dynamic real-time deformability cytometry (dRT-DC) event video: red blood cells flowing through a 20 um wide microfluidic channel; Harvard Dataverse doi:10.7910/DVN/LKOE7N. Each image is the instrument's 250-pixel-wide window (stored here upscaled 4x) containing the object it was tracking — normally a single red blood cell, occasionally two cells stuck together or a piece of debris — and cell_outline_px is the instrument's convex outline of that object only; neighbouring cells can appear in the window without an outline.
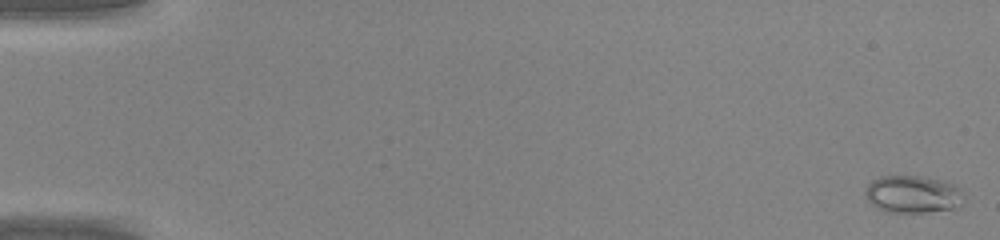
{"species": "common noctule bat (a hibernating species)", "species_latin": "Nyctalus noctula", "temperature_condition": "warm", "stored_images_in_passage": 46, "camera_frame_rate_fps": 3000, "um_per_image_px": 0.085, "animal": {"sex": "male", "body_mass_g": 20.0, "forearm_length_mm": 53.3}, "frame": {"image": 1, "passage_image": 1, "time_ms": 0.0, "image_size_px": [1000, 240], "cell_outline_px": [[964, 200], [960, 208], [924, 212], [888, 212], [876, 208], [868, 200], [864, 192], [868, 184], [872, 180], [880, 176], [920, 176], [940, 180], [952, 184], [960, 188], [964, 196]], "centroid_in_image_um": [77.61, 16.52], "position_along_channel_um": 7.4, "area_um2": 21.68}}
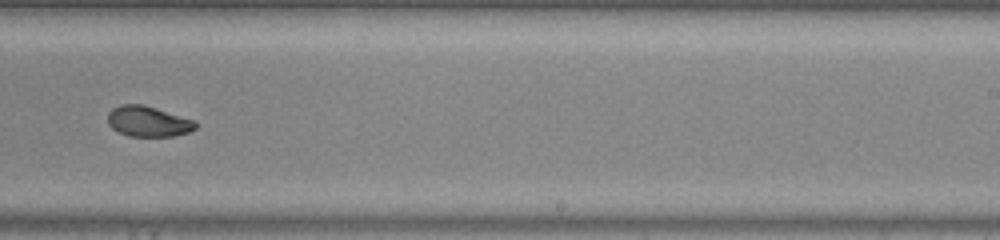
{"frame": {"image": 2, "passage_image": 30, "time_ms": 9.667, "image_size_px": [1000, 240], "cell_outline_px": [[196, 128], [188, 132], [172, 136], [128, 136], [112, 128], [108, 124], [108, 112], [112, 108], [120, 104], [144, 104], [196, 120]], "centroid_in_image_um": [12.59, 10.3], "position_along_channel_um": 276.4, "area_um2": 15.72}}
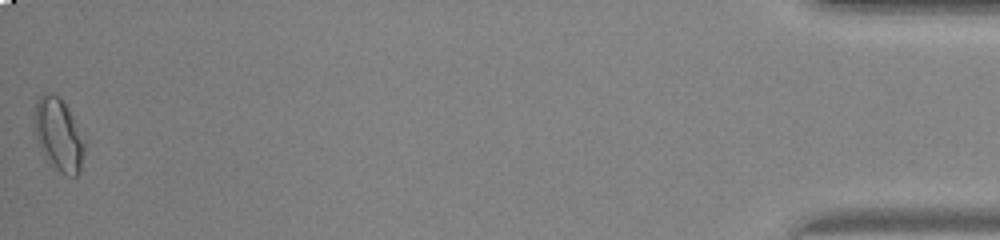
{"frame": {"image": 3, "passage_image": 46, "time_ms": 15.0, "image_size_px": [1000, 240], "cell_outline_px": [[84, 152], [80, 172], [76, 176], [68, 176], [60, 172], [48, 164], [36, 140], [32, 124], [32, 112], [36, 100], [44, 92], [56, 96], [64, 104], [72, 116], [84, 144]], "centroid_in_image_um": [4.9, 11.48], "position_along_channel_um": 430.3, "area_um2": 21.33}}